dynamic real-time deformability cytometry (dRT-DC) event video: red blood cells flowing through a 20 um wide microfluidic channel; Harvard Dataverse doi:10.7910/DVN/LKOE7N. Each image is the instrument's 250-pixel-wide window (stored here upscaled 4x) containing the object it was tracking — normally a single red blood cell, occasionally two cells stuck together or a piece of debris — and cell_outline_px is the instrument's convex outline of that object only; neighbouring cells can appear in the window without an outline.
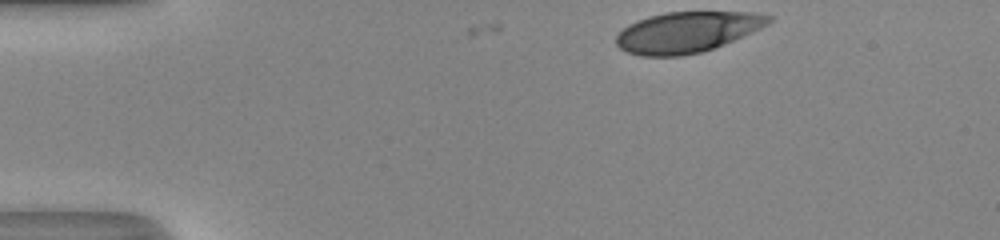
{"species": "human", "species_latin": "Homo sapiens", "temperature_condition": "room temperature", "stored_images_in_passage": 16, "camera_frame_rate_fps": 3000, "um_per_image_px": 0.085, "donor": {"sex": "male"}, "frame": {"image": 1, "passage_image": 1, "time_ms": 0.0, "image_size_px": [1000, 240], "cell_outline_px": [[772, 20], [768, 24], [760, 28], [724, 44], [700, 52], [680, 56], [640, 56], [628, 52], [620, 48], [616, 44], [616, 36], [628, 24], [636, 20], [648, 16], [664, 12], [752, 12], [772, 16]], "centroid_in_image_um": [58.37, 2.72], "position_along_channel_um": 26.6, "area_um2": 36.01}}
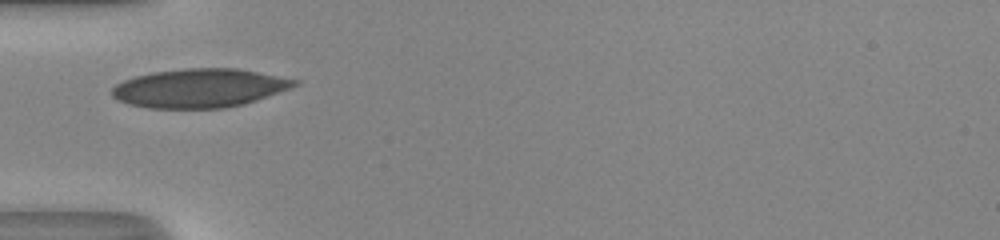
{"frame": {"image": 2, "passage_image": 10, "time_ms": 3.0, "image_size_px": [1000, 240], "cell_outline_px": [[300, 84], [292, 88], [244, 104], [224, 108], [148, 108], [128, 104], [112, 96], [112, 88], [116, 84], [124, 80], [136, 76], [152, 72], [184, 68], [236, 68], [300, 80]], "centroid_in_image_um": [16.98, 7.49], "position_along_channel_um": 68.0, "area_um2": 41.27}}
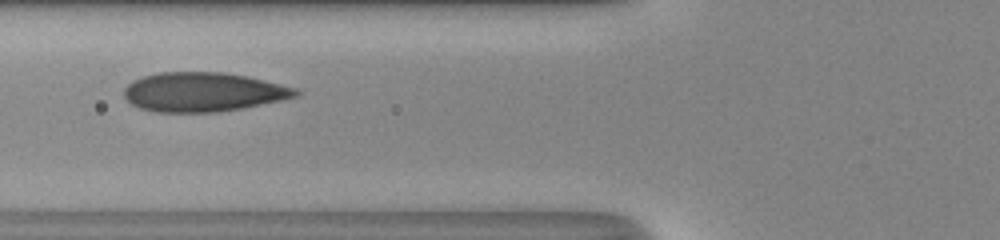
{"frame": {"image": 3, "passage_image": 13, "time_ms": 4.0, "image_size_px": [1000, 240], "cell_outline_px": [[300, 96], [244, 108], [216, 112], [156, 112], [140, 108], [132, 104], [124, 96], [124, 88], [132, 80], [144, 76], [160, 72], [224, 72], [248, 76], [296, 88], [300, 92]], "centroid_in_image_um": [17.28, 7.82], "position_along_channel_um": 108.5, "area_um2": 39.36}}